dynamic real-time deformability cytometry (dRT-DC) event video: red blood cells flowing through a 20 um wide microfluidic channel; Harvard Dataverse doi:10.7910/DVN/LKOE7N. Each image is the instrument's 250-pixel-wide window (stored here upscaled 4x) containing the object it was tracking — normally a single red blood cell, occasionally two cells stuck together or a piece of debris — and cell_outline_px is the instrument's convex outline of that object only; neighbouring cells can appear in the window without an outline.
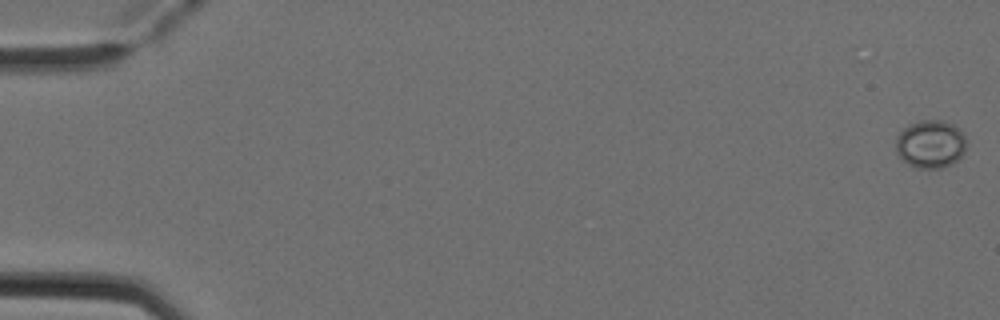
{"species": "Egyptian fruit bat (a non-hibernating species)", "species_latin": "Rousettus aegyptiacus", "temperature_condition": "cold", "stored_images_in_passage": 6, "camera_frame_rate_fps": 3000, "um_per_image_px": 0.085, "animal": {"sex": "female"}, "frame": {"image": 1, "passage_image": 1, "time_ms": 0.0, "image_size_px": [1000, 320], "cell_outline_px": [[964, 152], [952, 164], [940, 168], [916, 168], [908, 164], [896, 152], [896, 136], [908, 124], [920, 120], [940, 120], [952, 124], [964, 132]], "centroid_in_image_um": [79.07, 12.24], "position_along_channel_um": 5.9, "area_um2": 19.65}}
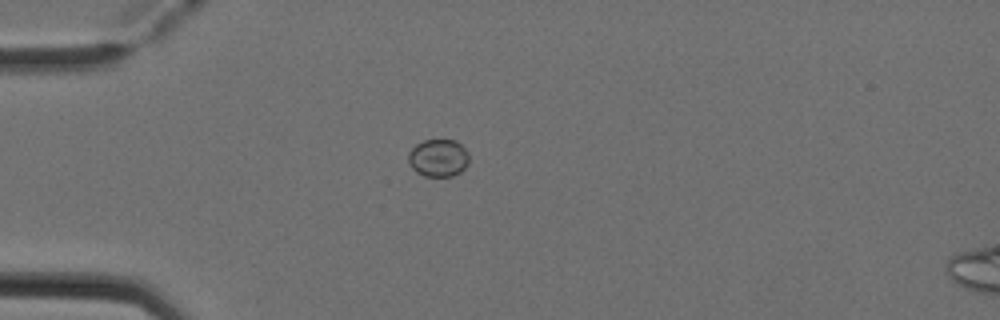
{"frame": {"image": 2, "passage_image": 5, "time_ms": 1.333, "image_size_px": [1000, 320], "cell_outline_px": [[468, 164], [460, 172], [452, 176], [424, 176], [416, 172], [408, 164], [408, 152], [416, 144], [424, 140], [456, 140], [468, 152]], "centroid_in_image_um": [37.24, 13.42], "position_along_channel_um": 47.8, "area_um2": 13.35}}